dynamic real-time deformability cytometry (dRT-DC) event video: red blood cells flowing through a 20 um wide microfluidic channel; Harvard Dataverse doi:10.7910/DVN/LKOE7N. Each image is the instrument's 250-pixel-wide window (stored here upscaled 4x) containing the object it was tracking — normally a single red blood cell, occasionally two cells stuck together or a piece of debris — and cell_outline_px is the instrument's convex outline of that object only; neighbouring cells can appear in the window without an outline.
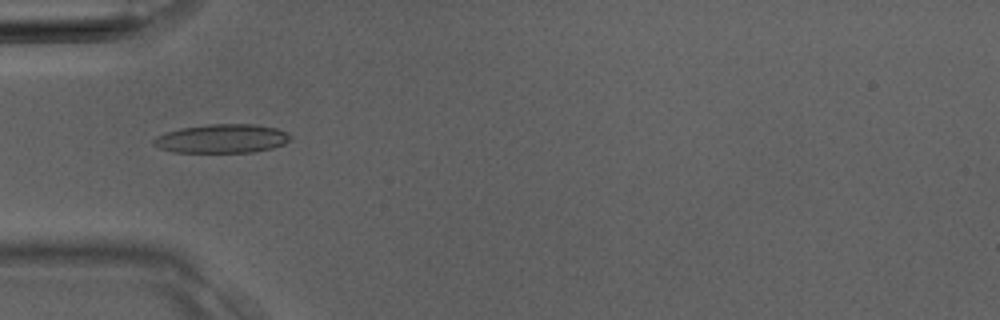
{"species": "Egyptian fruit bat (a non-hibernating species)", "species_latin": "Rousettus aegyptiacus", "temperature_condition": "room temperature", "stored_images_in_passage": 37, "camera_frame_rate_fps": 3000, "um_per_image_px": 0.085, "animal": {"sex": "male"}, "frame": {"image": 1, "passage_image": 12, "time_ms": 3.667, "image_size_px": [1000, 320], "cell_outline_px": [[292, 136], [284, 144], [272, 148], [252, 152], [172, 152], [160, 148], [152, 144], [152, 140], [156, 136], [180, 128], [208, 124], [252, 124], [276, 128]], "centroid_in_image_um": [18.83, 11.78], "position_along_channel_um": 66.2, "area_um2": 22.83}}
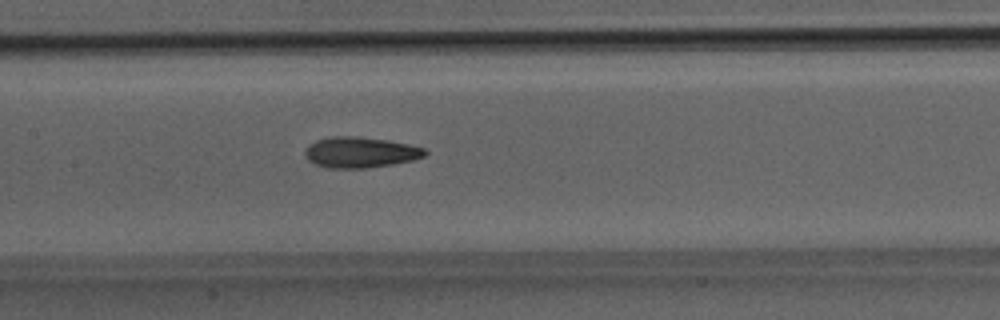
{"frame": {"image": 2, "passage_image": 18, "time_ms": 5.667, "image_size_px": [1000, 320], "cell_outline_px": [[428, 152], [424, 156], [412, 160], [392, 164], [364, 168], [328, 168], [316, 164], [308, 160], [304, 156], [304, 152], [308, 144], [316, 140], [328, 136], [356, 136], [388, 140], [408, 144], [424, 148]], "centroid_in_image_um": [30.58, 12.94], "position_along_channel_um": 176.8, "area_um2": 21.56}}
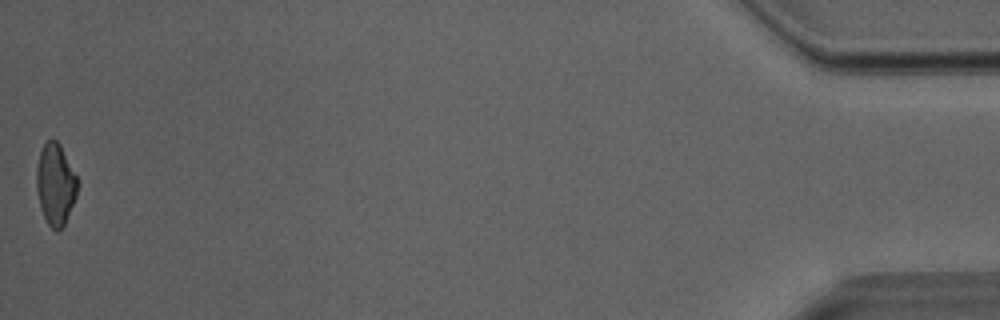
{"frame": {"image": 3, "passage_image": 37, "time_ms": 12.0, "image_size_px": [1000, 320], "cell_outline_px": [[76, 196], [64, 224], [56, 232], [48, 224], [40, 208], [36, 188], [36, 168], [40, 152], [44, 144], [52, 136], [60, 144], [76, 176]], "centroid_in_image_um": [4.68, 15.64], "position_along_channel_um": 430.5, "area_um2": 19.19}}